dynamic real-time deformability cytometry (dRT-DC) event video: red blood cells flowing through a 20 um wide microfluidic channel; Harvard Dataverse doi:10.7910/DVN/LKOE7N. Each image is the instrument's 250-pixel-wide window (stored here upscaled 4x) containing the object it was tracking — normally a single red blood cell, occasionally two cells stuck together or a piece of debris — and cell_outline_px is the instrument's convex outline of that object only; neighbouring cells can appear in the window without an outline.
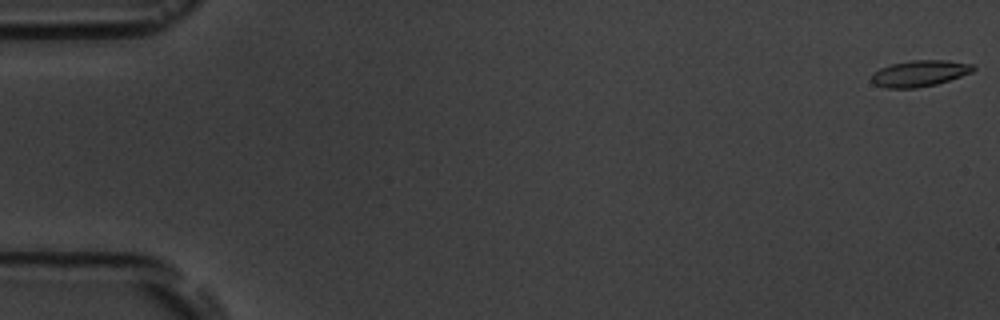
{"species": "common noctule bat (a hibernating species)", "species_latin": "Nyctalus noctula", "temperature_condition": "room temperature", "stored_images_in_passage": 5, "camera_frame_rate_fps": 3000, "um_per_image_px": 0.085, "animal": {"sex": "male", "body_mass_g": 19.5, "forearm_length_mm": 54.6}, "frame": {"image": 1, "passage_image": 1, "time_ms": 0.0, "image_size_px": [1000, 320], "cell_outline_px": [[976, 68], [972, 72], [936, 84], [916, 88], [884, 88], [872, 84], [872, 76], [880, 68], [892, 64], [912, 60], [948, 60], [972, 64]], "centroid_in_image_um": [78.16, 6.24], "position_along_channel_um": 6.8, "area_um2": 15.43}}
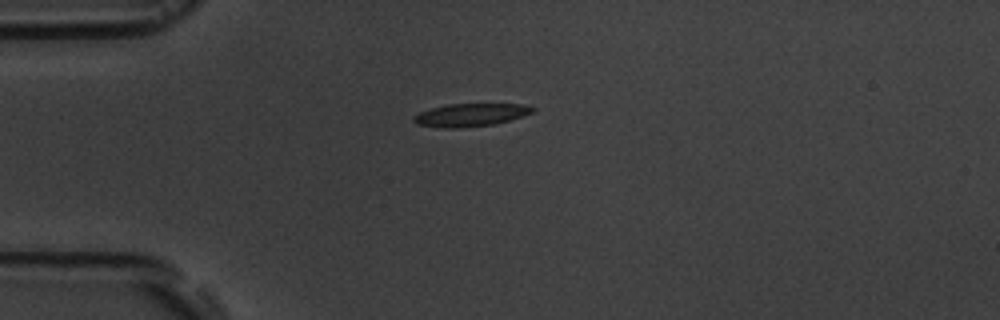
{"frame": {"image": 2, "passage_image": 5, "time_ms": 4.667, "image_size_px": [1000, 320], "cell_outline_px": [[536, 112], [524, 116], [492, 124], [460, 128], [440, 128], [416, 124], [412, 120], [412, 116], [420, 112], [432, 108], [448, 104], [520, 104], [536, 108]], "centroid_in_image_um": [39.98, 9.77], "position_along_channel_um": 45.0, "area_um2": 15.9}}